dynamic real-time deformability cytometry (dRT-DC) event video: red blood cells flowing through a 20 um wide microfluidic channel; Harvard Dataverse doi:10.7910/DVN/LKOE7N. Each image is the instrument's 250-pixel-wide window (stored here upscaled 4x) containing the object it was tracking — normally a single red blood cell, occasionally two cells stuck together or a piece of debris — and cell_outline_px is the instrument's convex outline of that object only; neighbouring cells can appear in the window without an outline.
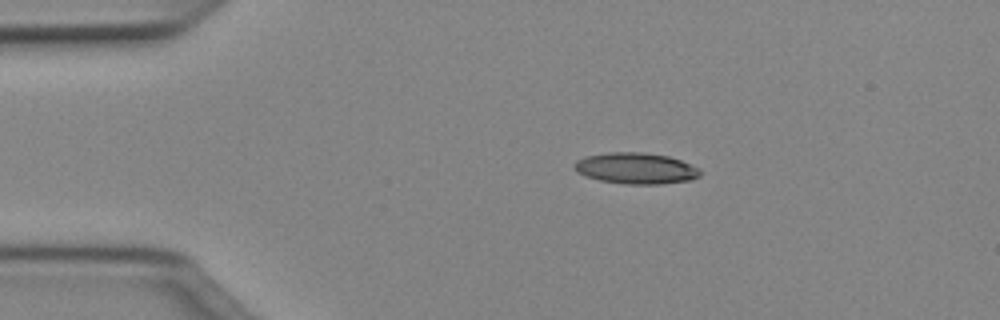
{"species": "Egyptian fruit bat (a non-hibernating species)", "species_latin": "Rousettus aegyptiacus", "temperature_condition": "cold", "stored_images_in_passage": 41, "camera_frame_rate_fps": 3000, "um_per_image_px": 0.085, "animal": {"sex": "female"}, "frame": {"image": 1, "passage_image": 1, "time_ms": 0.0, "image_size_px": [1000, 320], "cell_outline_px": [[700, 176], [692, 180], [660, 184], [624, 184], [600, 180], [584, 176], [576, 172], [572, 168], [572, 164], [576, 160], [584, 156], [608, 152], [644, 152], [668, 156], [680, 160], [700, 168]], "centroid_in_image_um": [54.01, 14.3], "position_along_channel_um": 31.0, "area_um2": 23.18}}
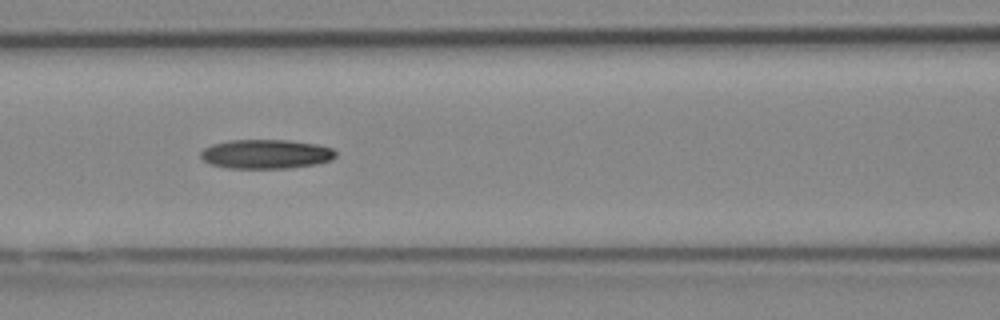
{"frame": {"image": 2, "passage_image": 13, "time_ms": 4.0, "image_size_px": [1000, 320], "cell_outline_px": [[336, 156], [332, 160], [316, 164], [288, 168], [228, 168], [208, 164], [200, 156], [200, 152], [204, 148], [212, 144], [228, 140], [288, 140], [316, 144], [332, 148], [336, 152]], "centroid_in_image_um": [22.59, 13.09], "position_along_channel_um": 144.0, "area_um2": 23.12}}
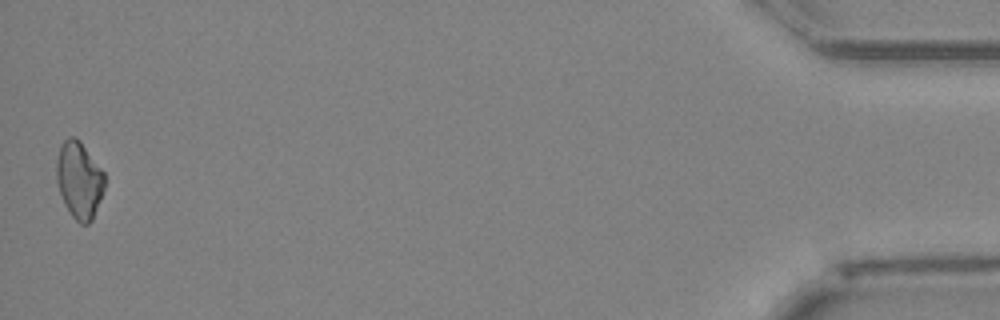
{"frame": {"image": 3, "passage_image": 41, "time_ms": 13.333, "image_size_px": [1000, 320], "cell_outline_px": [[104, 188], [92, 220], [88, 224], [80, 224], [72, 216], [64, 204], [56, 180], [56, 160], [60, 144], [68, 136], [76, 136], [80, 140], [104, 172]], "centroid_in_image_um": [6.71, 15.27], "position_along_channel_um": 428.5, "area_um2": 21.62}}